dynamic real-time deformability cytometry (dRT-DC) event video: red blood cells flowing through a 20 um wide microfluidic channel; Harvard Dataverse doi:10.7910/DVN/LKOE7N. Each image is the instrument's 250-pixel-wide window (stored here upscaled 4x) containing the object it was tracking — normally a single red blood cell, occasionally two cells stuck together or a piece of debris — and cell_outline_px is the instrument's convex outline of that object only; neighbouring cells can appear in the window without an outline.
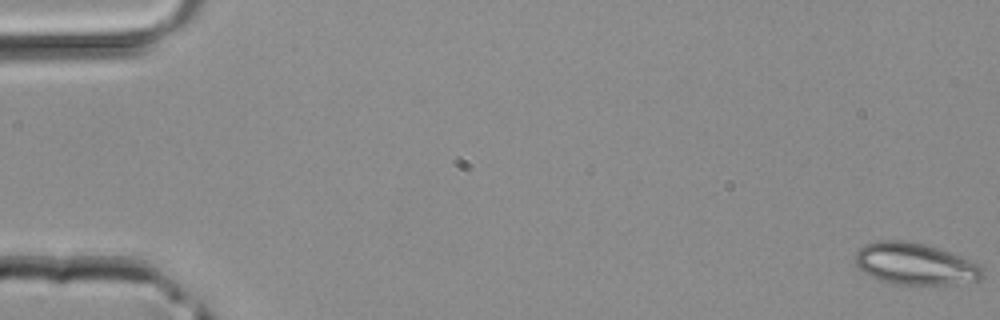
{"species": "common noctule bat (a hibernating species)", "species_latin": "Nyctalus noctula", "temperature_condition": "room temperature", "stored_images_in_passage": 45, "segment_of_instrument_passage": [1, 2], "camera_frame_rate_fps": 3000, "um_per_image_px": 0.085, "animal": {"sex": "male", "body_mass_g": 20.4}, "frame": {"image": 1, "passage_image": 1, "time_ms": 0.0, "image_size_px": [1000, 320], "cell_outline_px": [[984, 272], [980, 280], [956, 284], [892, 284], [876, 280], [864, 272], [856, 264], [856, 252], [864, 244], [876, 240], [904, 240], [924, 244], [960, 256], [980, 264], [984, 268]], "centroid_in_image_um": [77.78, 22.43], "position_along_channel_um": 7.2, "area_um2": 31.1}}
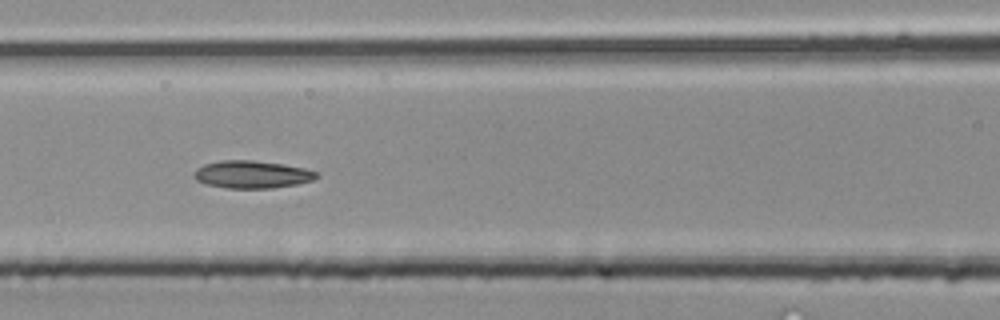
{"frame": {"image": 2, "passage_image": 20, "time_ms": 6.333, "image_size_px": [1000, 320], "cell_outline_px": [[320, 176], [312, 180], [296, 184], [272, 188], [224, 188], [208, 184], [196, 180], [192, 176], [196, 168], [204, 164], [220, 160], [252, 160], [284, 164], [304, 168], [316, 172]], "centroid_in_image_um": [21.39, 14.82], "position_along_channel_um": 145.2, "area_um2": 19.71}}
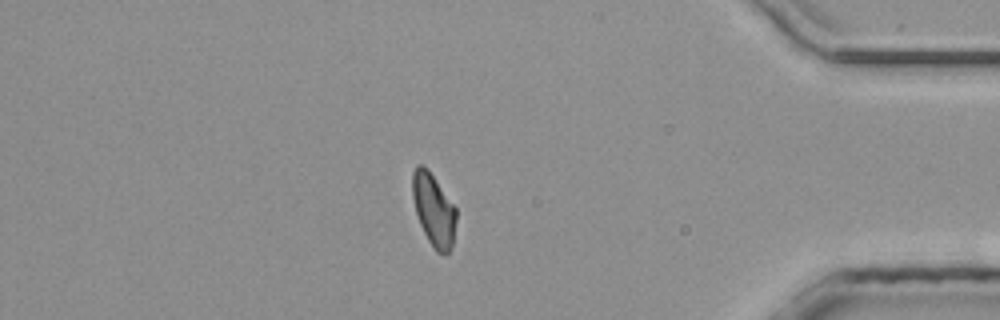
{"frame": {"image": 3, "passage_image": 38, "time_ms": 12.333, "image_size_px": [1000, 320], "cell_outline_px": [[456, 220], [452, 244], [448, 252], [436, 252], [428, 240], [420, 224], [416, 212], [412, 196], [412, 172], [416, 164], [420, 164], [432, 176], [456, 208]], "centroid_in_image_um": [36.84, 17.84], "position_along_channel_um": 398.4, "area_um2": 17.92}}